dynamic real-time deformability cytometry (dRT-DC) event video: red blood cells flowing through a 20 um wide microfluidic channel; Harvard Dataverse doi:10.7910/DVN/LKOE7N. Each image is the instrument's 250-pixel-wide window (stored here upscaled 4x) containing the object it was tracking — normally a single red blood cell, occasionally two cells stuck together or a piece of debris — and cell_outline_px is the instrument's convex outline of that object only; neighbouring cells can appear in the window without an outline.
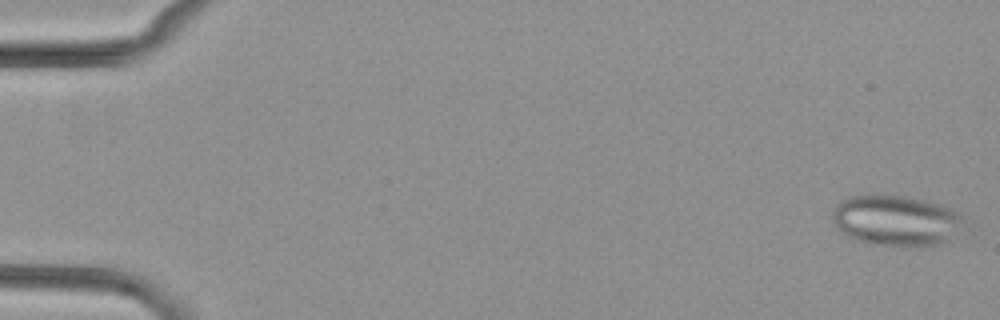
{"species": "common noctule bat (a hibernating species)", "species_latin": "Nyctalus noctula", "temperature_condition": "cold", "stored_images_in_passage": 31, "camera_frame_rate_fps": 3000, "um_per_image_px": 0.085, "animal": {"sex": "female", "body_mass_g": 29.2, "forearm_length_mm": 56.3}, "frame": {"image": 1, "passage_image": 1, "time_ms": 0.0, "image_size_px": [1000, 320], "cell_outline_px": [[964, 224], [940, 244], [920, 248], [880, 244], [860, 240], [848, 236], [840, 232], [836, 228], [832, 216], [832, 208], [840, 200], [848, 196], [904, 196], [924, 200], [960, 212]], "centroid_in_image_um": [76.12, 18.75], "position_along_channel_um": 8.9, "area_um2": 38.38}}
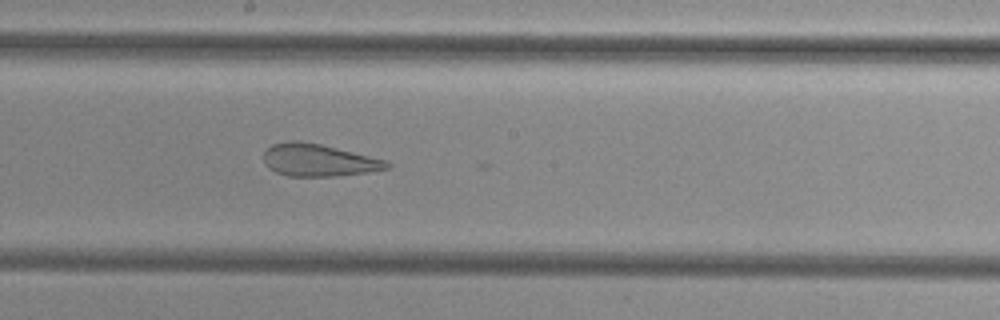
{"frame": {"image": 2, "passage_image": 30, "time_ms": 9.667, "image_size_px": [1000, 320], "cell_outline_px": [[392, 168], [368, 172], [336, 176], [288, 176], [276, 172], [268, 168], [264, 164], [264, 152], [272, 144], [288, 140], [300, 140], [320, 144], [388, 160], [392, 164]], "centroid_in_image_um": [27.1, 13.61], "position_along_channel_um": 221.1, "area_um2": 23.47}}